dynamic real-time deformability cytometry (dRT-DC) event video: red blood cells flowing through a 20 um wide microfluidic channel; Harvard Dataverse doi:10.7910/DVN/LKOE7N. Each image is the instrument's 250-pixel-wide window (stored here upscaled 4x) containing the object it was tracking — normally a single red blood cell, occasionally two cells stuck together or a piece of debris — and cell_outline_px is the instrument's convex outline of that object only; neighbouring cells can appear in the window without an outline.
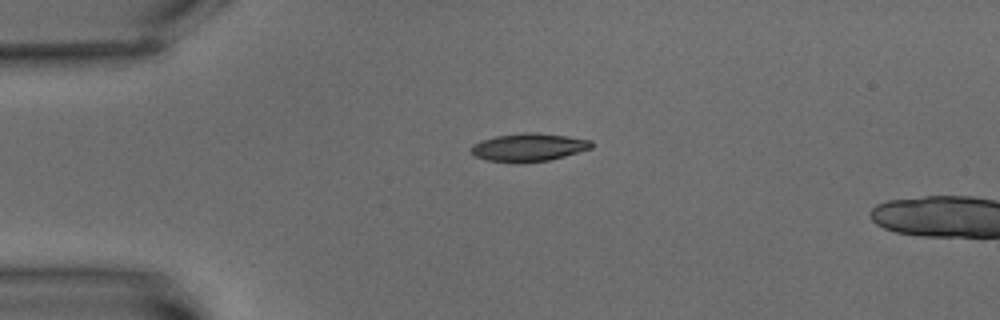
{"species": "common noctule bat (a hibernating species)", "species_latin": "Nyctalus noctula", "temperature_condition": "warm", "stored_images_in_passage": 2, "camera_frame_rate_fps": 3000, "um_per_image_px": 0.085, "animal": {"sex": "male", "body_mass_g": 15.6}, "frame": {"image": 1, "passage_image": 1, "time_ms": 0.0, "image_size_px": [1000, 320], "cell_outline_px": [[592, 148], [564, 156], [548, 160], [488, 160], [476, 156], [472, 152], [472, 144], [480, 140], [496, 136], [524, 132], [536, 132], [568, 136], [592, 140]], "centroid_in_image_um": [44.98, 12.47], "position_along_channel_um": 40.0, "area_um2": 18.9}}